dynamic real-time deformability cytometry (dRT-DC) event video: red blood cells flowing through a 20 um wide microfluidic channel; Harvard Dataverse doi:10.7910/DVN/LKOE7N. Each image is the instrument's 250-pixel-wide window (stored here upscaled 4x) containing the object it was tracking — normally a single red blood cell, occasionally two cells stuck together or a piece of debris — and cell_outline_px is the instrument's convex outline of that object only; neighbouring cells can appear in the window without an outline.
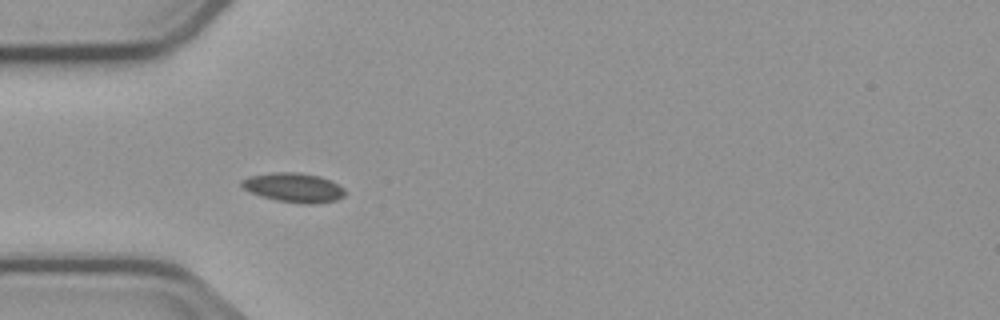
{"species": "common noctule bat (a hibernating species)", "species_latin": "Nyctalus noctula", "temperature_condition": "cold", "stored_images_in_passage": 5, "camera_frame_rate_fps": 3000, "um_per_image_px": 0.085, "animal": {"sex": "male", "body_mass_g": 23.1, "forearm_length_mm": 52.7}, "frame": {"image": 1, "passage_image": 4, "time_ms": 4.333, "image_size_px": [1000, 320], "cell_outline_px": [[348, 192], [344, 196], [336, 200], [316, 204], [304, 204], [276, 200], [260, 196], [244, 188], [240, 184], [240, 180], [248, 176], [272, 172], [296, 172], [320, 176], [332, 180], [344, 188]], "centroid_in_image_um": [25.0, 15.94], "position_along_channel_um": 60.0, "area_um2": 17.92}}
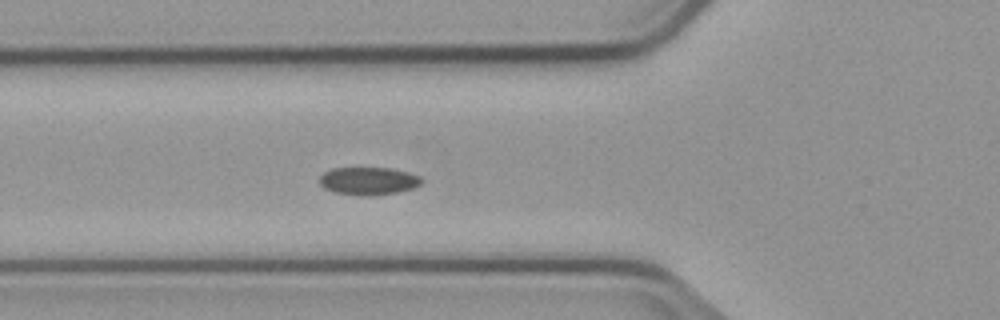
{"frame": {"image": 2, "passage_image": 5, "time_ms": 5.333, "image_size_px": [1000, 320], "cell_outline_px": [[424, 180], [420, 184], [412, 188], [396, 192], [364, 196], [356, 196], [332, 192], [324, 188], [320, 184], [320, 176], [324, 172], [332, 168], [392, 168], [408, 172], [420, 176]], "centroid_in_image_um": [31.29, 15.38], "position_along_channel_um": 94.5, "area_um2": 16.59}}